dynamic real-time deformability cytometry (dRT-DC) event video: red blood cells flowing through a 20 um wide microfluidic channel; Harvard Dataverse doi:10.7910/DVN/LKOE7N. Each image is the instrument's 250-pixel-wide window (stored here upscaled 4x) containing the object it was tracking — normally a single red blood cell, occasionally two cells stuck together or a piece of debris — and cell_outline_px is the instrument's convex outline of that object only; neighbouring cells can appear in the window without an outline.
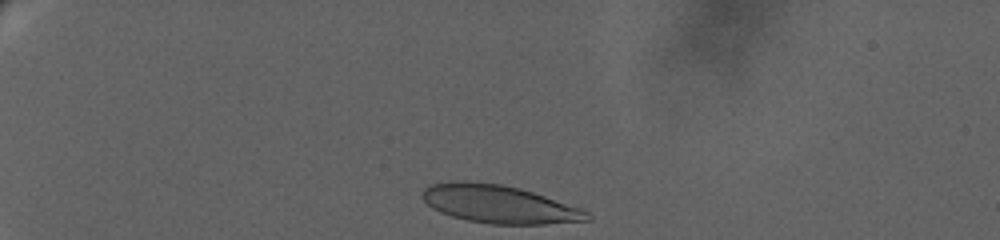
{"species": "human", "species_latin": "Homo sapiens", "temperature_condition": "warm", "stored_images_in_passage": 37, "camera_frame_rate_fps": 3000, "um_per_image_px": 0.085, "donor": {"sex": "female"}, "frame": {"image": 1, "passage_image": 1, "time_ms": 0.0, "image_size_px": [1000, 240], "cell_outline_px": [[592, 220], [544, 224], [492, 224], [468, 220], [452, 216], [440, 212], [432, 208], [420, 196], [424, 188], [428, 184], [452, 180], [468, 180], [500, 184], [520, 188], [580, 208], [588, 212], [592, 216]], "centroid_in_image_um": [42.37, 17.34], "position_along_channel_um": 42.6, "area_um2": 36.65}}
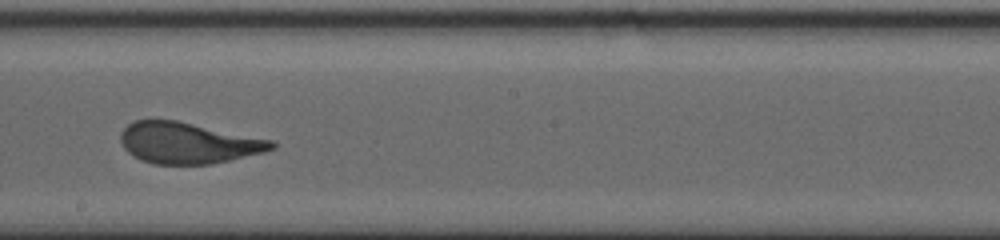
{"frame": {"image": 2, "passage_image": 24, "time_ms": 8.667, "image_size_px": [1000, 240], "cell_outline_px": [[276, 148], [264, 152], [212, 164], [152, 164], [140, 160], [128, 152], [124, 148], [120, 140], [120, 132], [128, 124], [136, 120], [176, 120], [276, 140]], "centroid_in_image_um": [16.01, 12.15], "position_along_channel_um": 232.2, "area_um2": 36.47}}
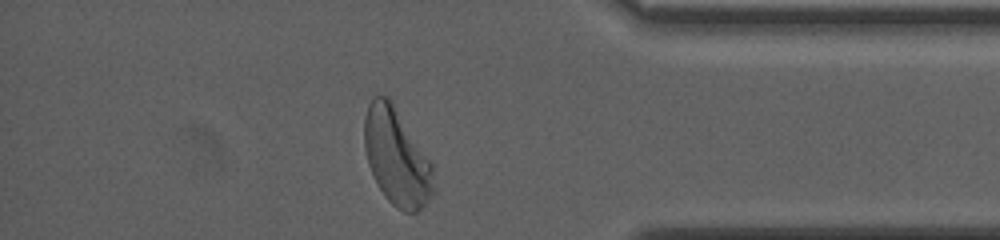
{"frame": {"image": 3, "passage_image": 37, "time_ms": 14.667, "image_size_px": [1000, 240], "cell_outline_px": [[436, 192], [416, 212], [404, 212], [396, 208], [384, 196], [368, 164], [364, 148], [364, 116], [368, 104], [376, 96], [388, 96], [432, 164]], "centroid_in_image_um": [33.71, 13.37], "position_along_channel_um": 401.5, "area_um2": 38.78}, "authors_computed_cell_mechanics": {"area_um2": 36.6452, "velocity_mm_per_s": 3.0501, "shape_relaxation_time_tau1_ms": 4.4215, "shape_relaxation_time_tau2_ms": null, "deformation_change_tau1": 0.2069, "deformation_change_tau2": null}}